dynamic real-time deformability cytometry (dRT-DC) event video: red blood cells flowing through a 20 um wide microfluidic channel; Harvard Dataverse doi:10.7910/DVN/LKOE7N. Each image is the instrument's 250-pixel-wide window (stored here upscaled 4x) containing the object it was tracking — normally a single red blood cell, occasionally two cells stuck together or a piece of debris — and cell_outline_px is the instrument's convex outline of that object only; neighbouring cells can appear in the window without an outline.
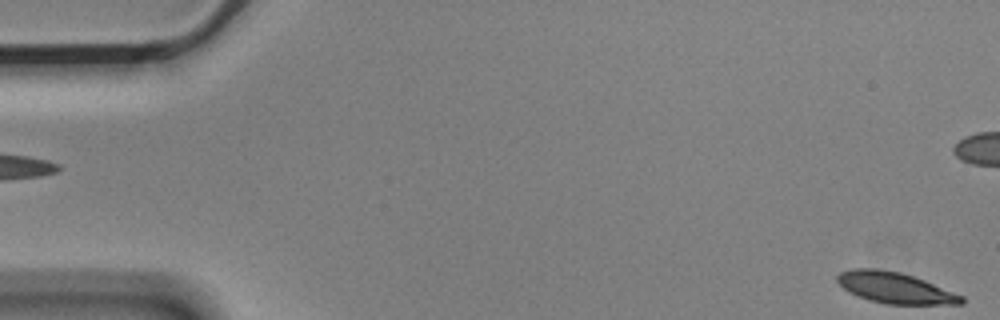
{"species": "Egyptian fruit bat (a non-hibernating species)", "species_latin": "Rousettus aegyptiacus", "temperature_condition": "cold", "stored_images_in_passage": 3, "segment_of_instrument_passage": [2, 2], "camera_frame_rate_fps": 3000, "um_per_image_px": 0.085, "animal": {"sex": "male"}, "frame": {"image": 1, "passage_image": 3, "time_ms": 0.667, "image_size_px": [1000, 320], "cell_outline_px": [[964, 304], [884, 304], [868, 300], [848, 292], [836, 280], [836, 276], [840, 272], [852, 268], [876, 268], [900, 272], [924, 280], [964, 296]], "centroid_in_image_um": [76.06, 24.46], "position_along_channel_um": 8.9, "area_um2": 22.48}}